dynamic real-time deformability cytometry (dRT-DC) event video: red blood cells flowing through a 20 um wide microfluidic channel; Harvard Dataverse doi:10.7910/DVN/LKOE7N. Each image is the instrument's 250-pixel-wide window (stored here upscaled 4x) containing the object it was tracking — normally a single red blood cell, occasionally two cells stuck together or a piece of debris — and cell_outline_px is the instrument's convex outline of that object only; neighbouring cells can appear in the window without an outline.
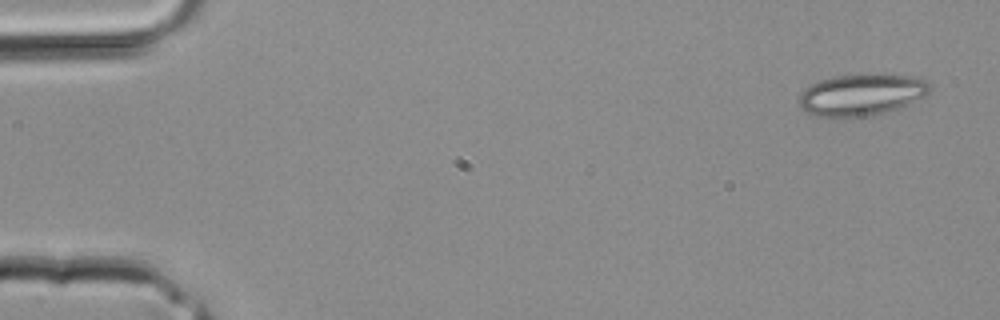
{"species": "common noctule bat (a hibernating species)", "species_latin": "Nyctalus noctula", "temperature_condition": "room temperature", "stored_images_in_passage": 4, "camera_frame_rate_fps": 3000, "um_per_image_px": 0.085, "animal": {"sex": "male", "body_mass_g": 20.4}, "frame": {"image": 1, "passage_image": 1, "time_ms": 0.0, "image_size_px": [1000, 320], "cell_outline_px": [[932, 88], [924, 96], [900, 108], [884, 112], [864, 116], [812, 116], [804, 112], [800, 108], [800, 96], [804, 88], [820, 80], [832, 76], [868, 72], [912, 76], [924, 80]], "centroid_in_image_um": [73.21, 8.01], "position_along_channel_um": 11.8, "area_um2": 32.02}}
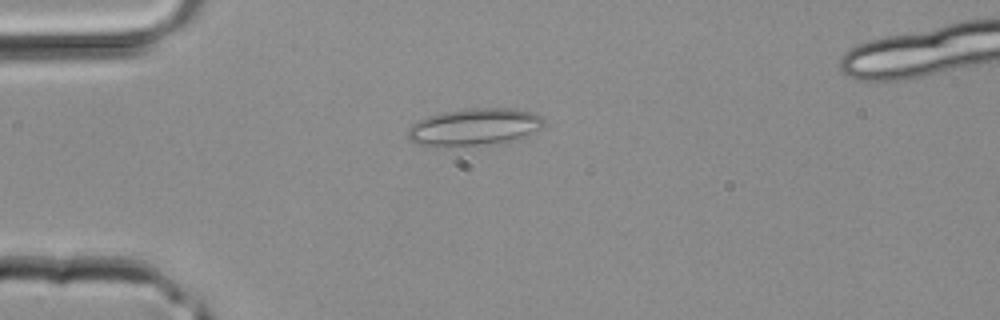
{"frame": {"image": 2, "passage_image": 3, "time_ms": 0.667, "image_size_px": [1000, 320], "cell_outline_px": [[544, 124], [540, 128], [520, 140], [476, 148], [420, 144], [412, 140], [408, 136], [408, 128], [412, 124], [428, 116], [444, 112], [468, 108], [516, 108], [532, 112], [540, 116], [544, 120]], "centroid_in_image_um": [40.4, 10.82], "position_along_channel_um": 44.6, "area_um2": 30.11}}